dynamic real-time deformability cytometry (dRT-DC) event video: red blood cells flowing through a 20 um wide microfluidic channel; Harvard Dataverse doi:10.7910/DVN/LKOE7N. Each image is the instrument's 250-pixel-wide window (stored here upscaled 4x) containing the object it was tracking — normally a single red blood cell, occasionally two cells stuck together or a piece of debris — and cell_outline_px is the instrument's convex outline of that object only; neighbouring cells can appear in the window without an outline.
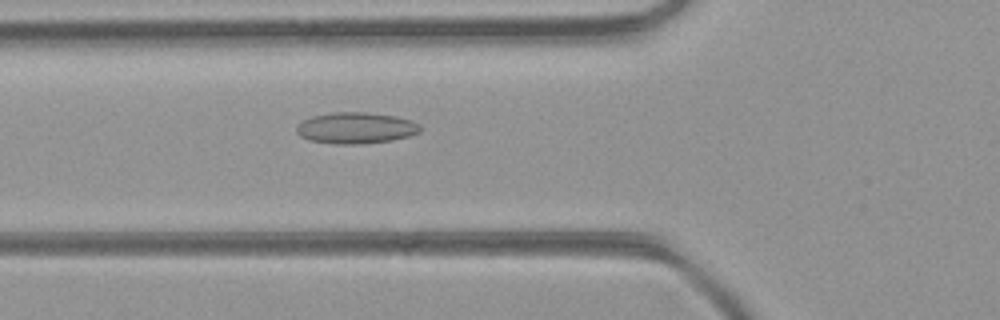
{"species": "common noctule bat (a hibernating species)", "species_latin": "Nyctalus noctula", "temperature_condition": "room temperature", "stored_images_in_passage": 47, "camera_frame_rate_fps": 3000, "um_per_image_px": 0.085, "animal": {"sex": "female", "body_mass_g": 21.9}, "frame": {"image": 1, "passage_image": 17, "time_ms": 5.333, "image_size_px": [1000, 320], "cell_outline_px": [[420, 132], [408, 136], [392, 140], [360, 144], [336, 144], [308, 140], [300, 136], [296, 132], [296, 128], [304, 120], [312, 116], [332, 112], [364, 112], [396, 116], [420, 124]], "centroid_in_image_um": [30.23, 10.88], "position_along_channel_um": 95.6, "area_um2": 22.43}}
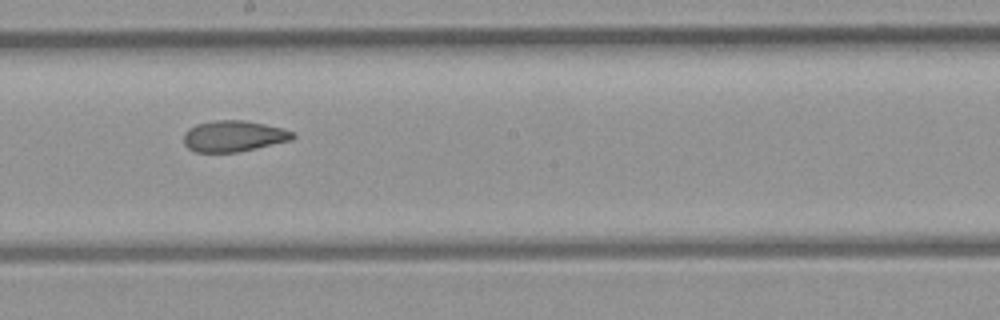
{"frame": {"image": 2, "passage_image": 26, "time_ms": 8.333, "image_size_px": [1000, 320], "cell_outline_px": [[296, 136], [292, 140], [240, 152], [196, 152], [188, 148], [184, 144], [184, 132], [188, 128], [196, 124], [216, 120], [248, 120], [284, 128], [292, 132]], "centroid_in_image_um": [19.87, 11.56], "position_along_channel_um": 228.3, "area_um2": 20.0}}
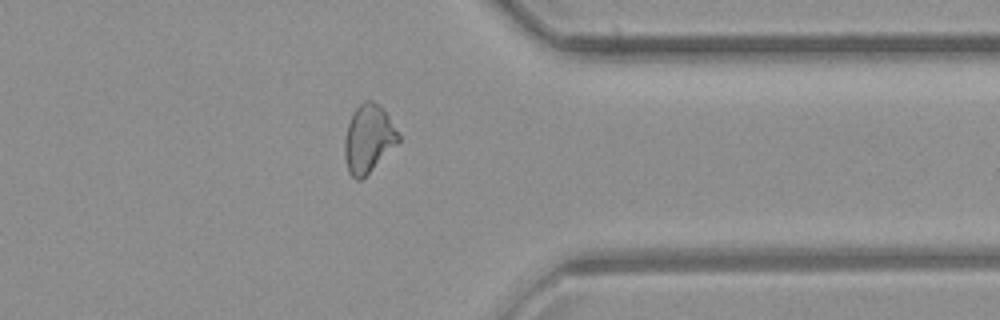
{"frame": {"image": 3, "passage_image": 37, "time_ms": 12.0, "image_size_px": [1000, 320], "cell_outline_px": [[400, 140], [360, 180], [356, 180], [348, 172], [344, 160], [344, 140], [348, 124], [356, 108], [364, 100], [372, 100], [388, 116], [400, 136]], "centroid_in_image_um": [31.27, 11.8], "position_along_channel_um": 380.1, "area_um2": 20.69}, "authors_computed_cell_mechanics": {"area_um2": 20.9236, "velocity_mm_per_s": 4.4009, "shape_relaxation_time_tau1_ms": null, "shape_relaxation_time_tau2_ms": 2.8336, "deformation_change_tau1": null, "deformation_change_tau2": 0.0841}}